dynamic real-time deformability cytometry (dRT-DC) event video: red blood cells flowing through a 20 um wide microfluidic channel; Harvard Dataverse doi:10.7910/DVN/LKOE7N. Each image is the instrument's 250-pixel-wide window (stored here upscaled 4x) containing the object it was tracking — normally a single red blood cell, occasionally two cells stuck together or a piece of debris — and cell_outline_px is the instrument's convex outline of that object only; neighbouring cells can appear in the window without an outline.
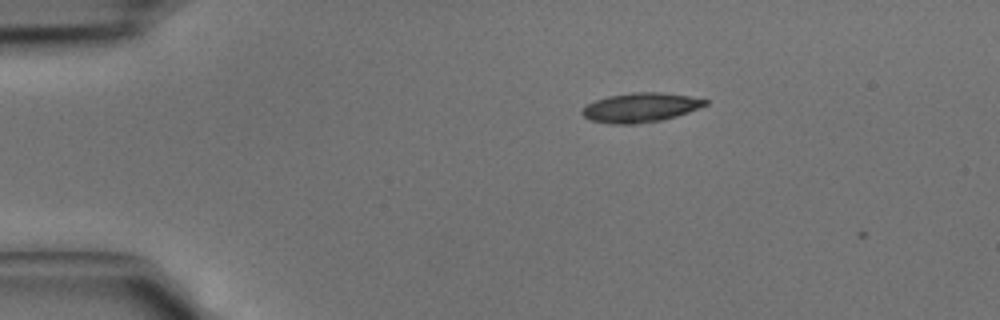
{"species": "common noctule bat (a hibernating species)", "species_latin": "Nyctalus noctula", "temperature_condition": "cold", "stored_images_in_passage": 2, "camera_frame_rate_fps": 3000, "um_per_image_px": 0.085, "animal": {"sex": "male", "body_mass_g": 15.6}, "frame": {"image": 1, "passage_image": 1, "time_ms": 0.0, "image_size_px": [1000, 320], "cell_outline_px": [[708, 104], [688, 112], [676, 116], [660, 120], [632, 124], [608, 124], [592, 120], [584, 116], [580, 112], [588, 104], [596, 100], [608, 96], [632, 92], [660, 92], [688, 96], [708, 100]], "centroid_in_image_um": [54.43, 9.13], "position_along_channel_um": 30.6, "area_um2": 20.81}}